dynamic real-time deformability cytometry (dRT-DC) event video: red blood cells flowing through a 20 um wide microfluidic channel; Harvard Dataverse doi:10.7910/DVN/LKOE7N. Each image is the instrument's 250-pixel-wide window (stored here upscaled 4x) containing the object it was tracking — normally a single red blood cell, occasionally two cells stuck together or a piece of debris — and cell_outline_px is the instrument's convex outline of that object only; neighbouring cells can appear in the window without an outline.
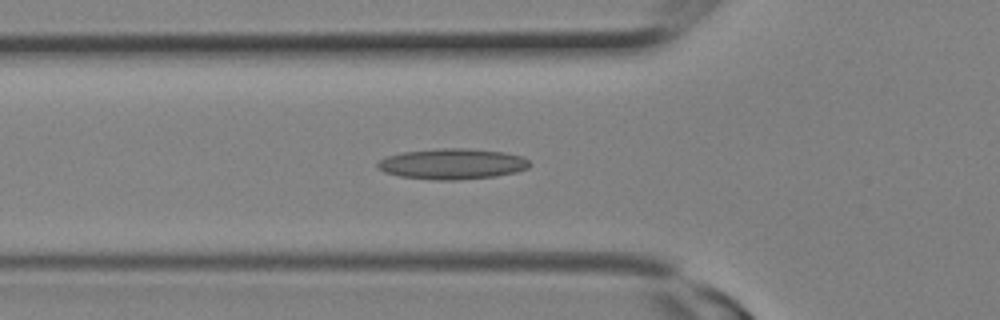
{"species": "Egyptian fruit bat (a non-hibernating species)", "species_latin": "Rousettus aegyptiacus", "temperature_condition": "room temperature", "stored_images_in_passage": 14, "camera_frame_rate_fps": 3000, "um_per_image_px": 0.085, "animal": {"sex": "female"}, "frame": {"image": 1, "passage_image": 8, "time_ms": 2.333, "image_size_px": [1000, 320], "cell_outline_px": [[532, 164], [528, 168], [516, 172], [496, 176], [456, 180], [436, 180], [400, 176], [384, 172], [376, 164], [380, 160], [388, 156], [400, 152], [440, 148], [464, 148], [504, 152], [524, 156]], "centroid_in_image_um": [38.48, 13.93], "position_along_channel_um": 87.3, "area_um2": 27.22}}
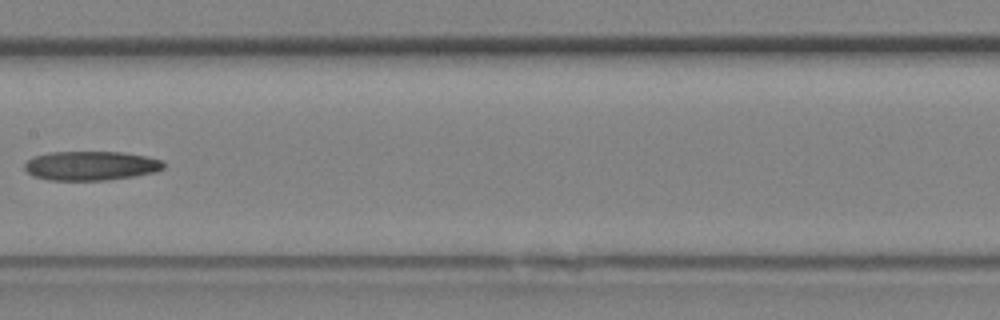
{"frame": {"image": 2, "passage_image": 12, "time_ms": 3.667, "image_size_px": [1000, 320], "cell_outline_px": [[164, 168], [156, 172], [132, 176], [104, 180], [48, 180], [32, 176], [24, 168], [24, 164], [28, 160], [36, 156], [52, 152], [120, 152], [148, 156], [164, 160]], "centroid_in_image_um": [7.75, 14.08], "position_along_channel_um": 199.7, "area_um2": 23.64}}
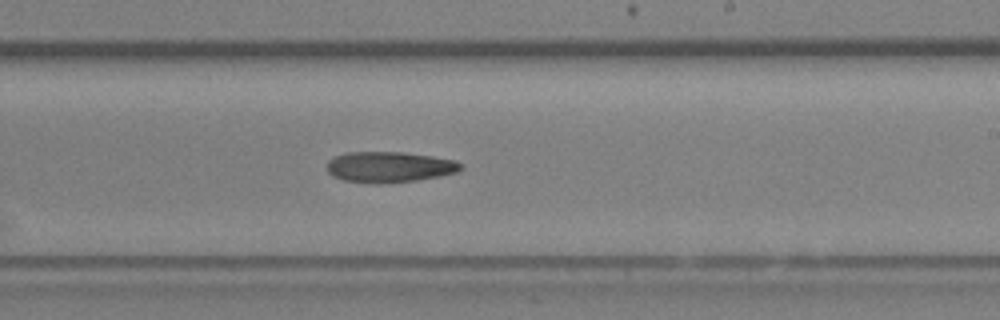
{"frame": {"image": 3, "passage_image": 14, "time_ms": 4.333, "image_size_px": [1000, 320], "cell_outline_px": [[464, 168], [456, 172], [440, 176], [416, 180], [344, 180], [332, 176], [328, 172], [328, 160], [332, 156], [348, 152], [400, 152], [432, 156], [456, 160]], "centroid_in_image_um": [33.12, 14.13], "position_along_channel_um": 255.9, "area_um2": 22.95}}